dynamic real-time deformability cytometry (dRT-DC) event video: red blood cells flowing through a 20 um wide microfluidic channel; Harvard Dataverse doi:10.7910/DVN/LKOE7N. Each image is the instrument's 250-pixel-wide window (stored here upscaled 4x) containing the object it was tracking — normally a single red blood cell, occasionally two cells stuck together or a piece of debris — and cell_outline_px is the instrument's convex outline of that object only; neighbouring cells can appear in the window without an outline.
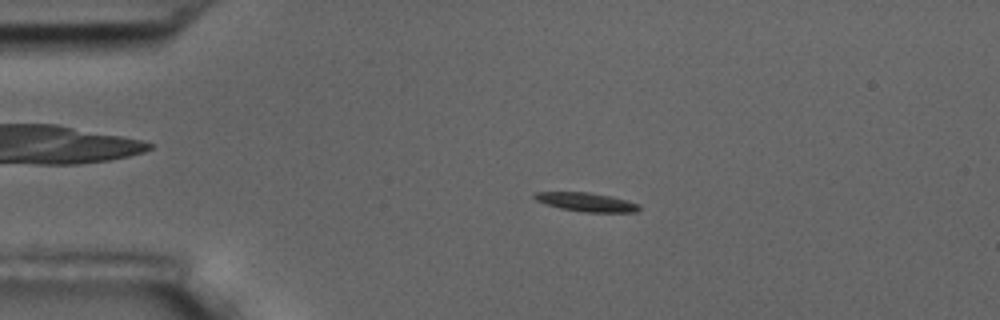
{"species": "common noctule bat (a hibernating species)", "species_latin": "Nyctalus noctula", "temperature_condition": "room temperature", "stored_images_in_passage": 5, "camera_frame_rate_fps": 3000, "um_per_image_px": 0.085, "animal": {"sex": "male", "body_mass_g": 17.5, "forearm_length_mm": 52.3}, "frame": {"image": 1, "passage_image": 3, "time_ms": 2.333, "image_size_px": [1000, 320], "cell_outline_px": [[640, 208], [636, 212], [584, 212], [560, 208], [544, 204], [536, 200], [532, 196], [532, 192], [588, 192], [612, 196], [628, 200], [640, 204]], "centroid_in_image_um": [49.83, 17.17], "position_along_channel_um": 35.2, "area_um2": 11.62}}
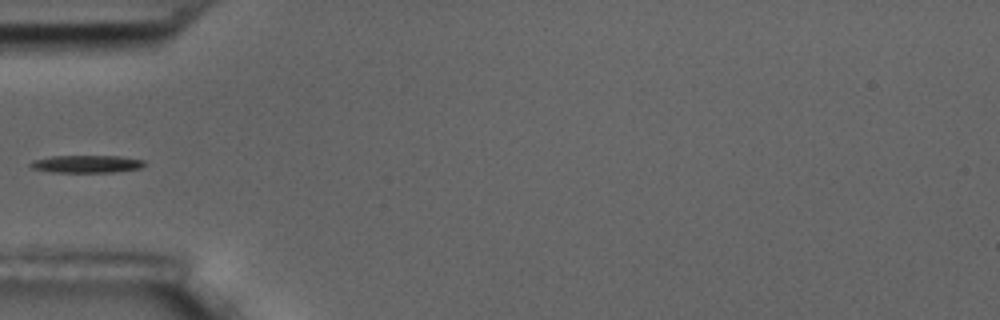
{"frame": {"image": 2, "passage_image": 5, "time_ms": 4.667, "image_size_px": [1000, 320], "cell_outline_px": [[144, 164], [140, 168], [112, 172], [52, 172], [32, 168], [28, 164], [32, 160], [52, 156], [120, 156], [144, 160]], "centroid_in_image_um": [7.32, 13.93], "position_along_channel_um": 77.7, "area_um2": 11.56}}